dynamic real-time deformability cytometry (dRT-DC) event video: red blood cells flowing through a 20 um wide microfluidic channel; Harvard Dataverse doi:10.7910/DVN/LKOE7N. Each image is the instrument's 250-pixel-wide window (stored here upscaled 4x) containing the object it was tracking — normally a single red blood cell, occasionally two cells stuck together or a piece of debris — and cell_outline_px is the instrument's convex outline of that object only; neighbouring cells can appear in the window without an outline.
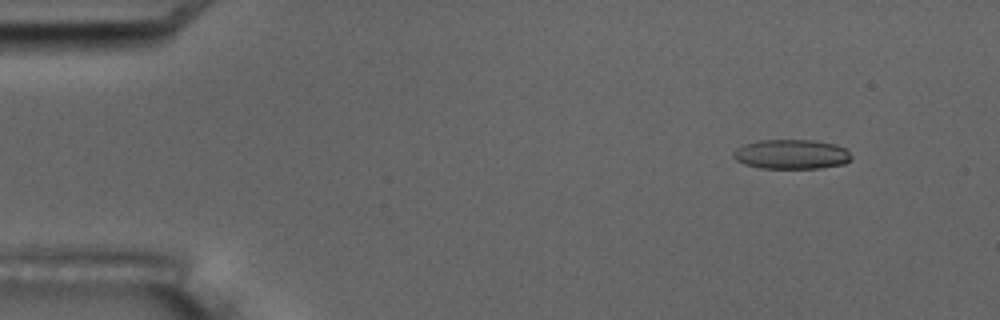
{"species": "common noctule bat (a hibernating species)", "species_latin": "Nyctalus noctula", "temperature_condition": "room temperature", "stored_images_in_passage": 5, "camera_frame_rate_fps": 3000, "um_per_image_px": 0.085, "animal": {"sex": "male", "body_mass_g": 17.5, "forearm_length_mm": 52.3}, "frame": {"image": 1, "passage_image": 2, "time_ms": 1.333, "image_size_px": [1000, 320], "cell_outline_px": [[852, 160], [844, 164], [820, 168], [760, 168], [744, 164], [736, 160], [732, 156], [732, 152], [736, 148], [744, 144], [760, 140], [812, 140], [836, 144], [844, 148], [852, 156]], "centroid_in_image_um": [67.26, 13.11], "position_along_channel_um": 17.7, "area_um2": 20.46}}